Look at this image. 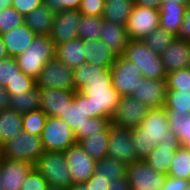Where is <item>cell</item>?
Segmentation results:
<instances>
[{"mask_svg":"<svg viewBox=\"0 0 190 190\" xmlns=\"http://www.w3.org/2000/svg\"><path fill=\"white\" fill-rule=\"evenodd\" d=\"M131 135L137 160H144L160 141L178 139L171 132L165 107L150 108L140 126L131 129Z\"/></svg>","mask_w":190,"mask_h":190,"instance_id":"6da1fadb","label":"cell"},{"mask_svg":"<svg viewBox=\"0 0 190 190\" xmlns=\"http://www.w3.org/2000/svg\"><path fill=\"white\" fill-rule=\"evenodd\" d=\"M55 57V45L49 36L36 35L24 52L15 57L19 69L36 80L45 64Z\"/></svg>","mask_w":190,"mask_h":190,"instance_id":"7a4b0ae2","label":"cell"},{"mask_svg":"<svg viewBox=\"0 0 190 190\" xmlns=\"http://www.w3.org/2000/svg\"><path fill=\"white\" fill-rule=\"evenodd\" d=\"M135 63L148 79H166L167 72L160 58V54L151 50L142 40H129L122 55Z\"/></svg>","mask_w":190,"mask_h":190,"instance_id":"3957f363","label":"cell"},{"mask_svg":"<svg viewBox=\"0 0 190 190\" xmlns=\"http://www.w3.org/2000/svg\"><path fill=\"white\" fill-rule=\"evenodd\" d=\"M34 168L44 177L48 185L63 189L73 185L64 152L45 151L34 163Z\"/></svg>","mask_w":190,"mask_h":190,"instance_id":"277c9868","label":"cell"},{"mask_svg":"<svg viewBox=\"0 0 190 190\" xmlns=\"http://www.w3.org/2000/svg\"><path fill=\"white\" fill-rule=\"evenodd\" d=\"M45 152L41 137L21 131L2 146V157L34 164Z\"/></svg>","mask_w":190,"mask_h":190,"instance_id":"5b68a950","label":"cell"},{"mask_svg":"<svg viewBox=\"0 0 190 190\" xmlns=\"http://www.w3.org/2000/svg\"><path fill=\"white\" fill-rule=\"evenodd\" d=\"M75 91L114 89L111 68L82 63L73 69Z\"/></svg>","mask_w":190,"mask_h":190,"instance_id":"8992f818","label":"cell"},{"mask_svg":"<svg viewBox=\"0 0 190 190\" xmlns=\"http://www.w3.org/2000/svg\"><path fill=\"white\" fill-rule=\"evenodd\" d=\"M45 151L65 152L70 146L77 144L72 128L59 117L47 116L41 133Z\"/></svg>","mask_w":190,"mask_h":190,"instance_id":"52a82bcc","label":"cell"},{"mask_svg":"<svg viewBox=\"0 0 190 190\" xmlns=\"http://www.w3.org/2000/svg\"><path fill=\"white\" fill-rule=\"evenodd\" d=\"M160 12L158 9L133 5L131 14L125 24L130 40H143L159 27Z\"/></svg>","mask_w":190,"mask_h":190,"instance_id":"ba28073f","label":"cell"},{"mask_svg":"<svg viewBox=\"0 0 190 190\" xmlns=\"http://www.w3.org/2000/svg\"><path fill=\"white\" fill-rule=\"evenodd\" d=\"M111 71L113 88L120 96H132V90L144 79L141 69L123 56H117Z\"/></svg>","mask_w":190,"mask_h":190,"instance_id":"9c48e42d","label":"cell"},{"mask_svg":"<svg viewBox=\"0 0 190 190\" xmlns=\"http://www.w3.org/2000/svg\"><path fill=\"white\" fill-rule=\"evenodd\" d=\"M39 88L68 89L75 91L73 69L54 57L48 61L35 80Z\"/></svg>","mask_w":190,"mask_h":190,"instance_id":"30bf717a","label":"cell"},{"mask_svg":"<svg viewBox=\"0 0 190 190\" xmlns=\"http://www.w3.org/2000/svg\"><path fill=\"white\" fill-rule=\"evenodd\" d=\"M150 107L132 96H120L111 117V124L121 128H137L147 116Z\"/></svg>","mask_w":190,"mask_h":190,"instance_id":"8fae6325","label":"cell"},{"mask_svg":"<svg viewBox=\"0 0 190 190\" xmlns=\"http://www.w3.org/2000/svg\"><path fill=\"white\" fill-rule=\"evenodd\" d=\"M128 182L131 190H160L167 174L156 172L145 160L127 165Z\"/></svg>","mask_w":190,"mask_h":190,"instance_id":"7c38bea8","label":"cell"},{"mask_svg":"<svg viewBox=\"0 0 190 190\" xmlns=\"http://www.w3.org/2000/svg\"><path fill=\"white\" fill-rule=\"evenodd\" d=\"M131 129L109 125L107 156L126 165L137 161L135 147L132 143Z\"/></svg>","mask_w":190,"mask_h":190,"instance_id":"4fadbf2b","label":"cell"},{"mask_svg":"<svg viewBox=\"0 0 190 190\" xmlns=\"http://www.w3.org/2000/svg\"><path fill=\"white\" fill-rule=\"evenodd\" d=\"M64 154L73 184L85 183L95 173L96 160L79 143L70 146Z\"/></svg>","mask_w":190,"mask_h":190,"instance_id":"5bb4252c","label":"cell"},{"mask_svg":"<svg viewBox=\"0 0 190 190\" xmlns=\"http://www.w3.org/2000/svg\"><path fill=\"white\" fill-rule=\"evenodd\" d=\"M81 18L82 14L79 10H64L55 13L49 35L55 46L78 37Z\"/></svg>","mask_w":190,"mask_h":190,"instance_id":"9a60e30c","label":"cell"},{"mask_svg":"<svg viewBox=\"0 0 190 190\" xmlns=\"http://www.w3.org/2000/svg\"><path fill=\"white\" fill-rule=\"evenodd\" d=\"M78 92L87 97L88 113L91 118L108 117L111 119L120 98L115 89Z\"/></svg>","mask_w":190,"mask_h":190,"instance_id":"2e32d148","label":"cell"},{"mask_svg":"<svg viewBox=\"0 0 190 190\" xmlns=\"http://www.w3.org/2000/svg\"><path fill=\"white\" fill-rule=\"evenodd\" d=\"M166 90V79L144 78L139 82L137 88L132 90V97L140 100L150 108L164 107Z\"/></svg>","mask_w":190,"mask_h":190,"instance_id":"e0dca14e","label":"cell"},{"mask_svg":"<svg viewBox=\"0 0 190 190\" xmlns=\"http://www.w3.org/2000/svg\"><path fill=\"white\" fill-rule=\"evenodd\" d=\"M33 168L34 164L32 163L2 157L0 169L3 190H21L25 178Z\"/></svg>","mask_w":190,"mask_h":190,"instance_id":"ac0fdd59","label":"cell"},{"mask_svg":"<svg viewBox=\"0 0 190 190\" xmlns=\"http://www.w3.org/2000/svg\"><path fill=\"white\" fill-rule=\"evenodd\" d=\"M41 110L50 117H60L74 99L75 91L68 89L40 88Z\"/></svg>","mask_w":190,"mask_h":190,"instance_id":"d6986e66","label":"cell"},{"mask_svg":"<svg viewBox=\"0 0 190 190\" xmlns=\"http://www.w3.org/2000/svg\"><path fill=\"white\" fill-rule=\"evenodd\" d=\"M188 5L187 0H163L159 9V27L177 35Z\"/></svg>","mask_w":190,"mask_h":190,"instance_id":"ffe728a7","label":"cell"},{"mask_svg":"<svg viewBox=\"0 0 190 190\" xmlns=\"http://www.w3.org/2000/svg\"><path fill=\"white\" fill-rule=\"evenodd\" d=\"M167 73L190 67V41L175 40L160 54Z\"/></svg>","mask_w":190,"mask_h":190,"instance_id":"44dd1931","label":"cell"},{"mask_svg":"<svg viewBox=\"0 0 190 190\" xmlns=\"http://www.w3.org/2000/svg\"><path fill=\"white\" fill-rule=\"evenodd\" d=\"M181 146L179 139H166L154 148V150L144 159L156 172L168 173L172 164L176 150Z\"/></svg>","mask_w":190,"mask_h":190,"instance_id":"7402d4cb","label":"cell"},{"mask_svg":"<svg viewBox=\"0 0 190 190\" xmlns=\"http://www.w3.org/2000/svg\"><path fill=\"white\" fill-rule=\"evenodd\" d=\"M35 36L25 23L0 35L9 57H16L28 49Z\"/></svg>","mask_w":190,"mask_h":190,"instance_id":"603a6c76","label":"cell"},{"mask_svg":"<svg viewBox=\"0 0 190 190\" xmlns=\"http://www.w3.org/2000/svg\"><path fill=\"white\" fill-rule=\"evenodd\" d=\"M89 117L87 97L75 91L74 99L59 118L64 120L76 134L78 131H83V124Z\"/></svg>","mask_w":190,"mask_h":190,"instance_id":"cb8c5ba5","label":"cell"},{"mask_svg":"<svg viewBox=\"0 0 190 190\" xmlns=\"http://www.w3.org/2000/svg\"><path fill=\"white\" fill-rule=\"evenodd\" d=\"M99 40L106 43L117 56H122L130 39L124 25L102 20Z\"/></svg>","mask_w":190,"mask_h":190,"instance_id":"d4e9b609","label":"cell"},{"mask_svg":"<svg viewBox=\"0 0 190 190\" xmlns=\"http://www.w3.org/2000/svg\"><path fill=\"white\" fill-rule=\"evenodd\" d=\"M55 57L72 69L86 63L83 40L76 37L73 40L56 45Z\"/></svg>","mask_w":190,"mask_h":190,"instance_id":"484cf974","label":"cell"},{"mask_svg":"<svg viewBox=\"0 0 190 190\" xmlns=\"http://www.w3.org/2000/svg\"><path fill=\"white\" fill-rule=\"evenodd\" d=\"M85 56L88 64H94L105 68H111L117 55L101 40H83Z\"/></svg>","mask_w":190,"mask_h":190,"instance_id":"4316f807","label":"cell"},{"mask_svg":"<svg viewBox=\"0 0 190 190\" xmlns=\"http://www.w3.org/2000/svg\"><path fill=\"white\" fill-rule=\"evenodd\" d=\"M55 13L45 3L24 16V23L36 34L49 36Z\"/></svg>","mask_w":190,"mask_h":190,"instance_id":"83f0119b","label":"cell"},{"mask_svg":"<svg viewBox=\"0 0 190 190\" xmlns=\"http://www.w3.org/2000/svg\"><path fill=\"white\" fill-rule=\"evenodd\" d=\"M22 128V114L13 109H4L0 111V144L3 146L16 135Z\"/></svg>","mask_w":190,"mask_h":190,"instance_id":"f1b7e54d","label":"cell"},{"mask_svg":"<svg viewBox=\"0 0 190 190\" xmlns=\"http://www.w3.org/2000/svg\"><path fill=\"white\" fill-rule=\"evenodd\" d=\"M9 109H13L21 114L41 109L40 88L35 86L30 91L10 95Z\"/></svg>","mask_w":190,"mask_h":190,"instance_id":"f546056e","label":"cell"},{"mask_svg":"<svg viewBox=\"0 0 190 190\" xmlns=\"http://www.w3.org/2000/svg\"><path fill=\"white\" fill-rule=\"evenodd\" d=\"M109 126L102 132H96L79 142L84 151L94 160L107 156Z\"/></svg>","mask_w":190,"mask_h":190,"instance_id":"4dcf8cb0","label":"cell"},{"mask_svg":"<svg viewBox=\"0 0 190 190\" xmlns=\"http://www.w3.org/2000/svg\"><path fill=\"white\" fill-rule=\"evenodd\" d=\"M133 5V0H105L102 19L125 26Z\"/></svg>","mask_w":190,"mask_h":190,"instance_id":"1f68e13d","label":"cell"},{"mask_svg":"<svg viewBox=\"0 0 190 190\" xmlns=\"http://www.w3.org/2000/svg\"><path fill=\"white\" fill-rule=\"evenodd\" d=\"M165 110L171 132L177 135L181 146H183L190 136V112Z\"/></svg>","mask_w":190,"mask_h":190,"instance_id":"d6a6232c","label":"cell"},{"mask_svg":"<svg viewBox=\"0 0 190 190\" xmlns=\"http://www.w3.org/2000/svg\"><path fill=\"white\" fill-rule=\"evenodd\" d=\"M127 165L114 158L106 156L96 161L95 174L112 182L114 178L125 177Z\"/></svg>","mask_w":190,"mask_h":190,"instance_id":"836d02e7","label":"cell"},{"mask_svg":"<svg viewBox=\"0 0 190 190\" xmlns=\"http://www.w3.org/2000/svg\"><path fill=\"white\" fill-rule=\"evenodd\" d=\"M167 176L190 180V150L180 146L173 158Z\"/></svg>","mask_w":190,"mask_h":190,"instance_id":"e575fe53","label":"cell"},{"mask_svg":"<svg viewBox=\"0 0 190 190\" xmlns=\"http://www.w3.org/2000/svg\"><path fill=\"white\" fill-rule=\"evenodd\" d=\"M176 38L172 32L158 27L142 41L154 52L161 54Z\"/></svg>","mask_w":190,"mask_h":190,"instance_id":"d590c367","label":"cell"},{"mask_svg":"<svg viewBox=\"0 0 190 190\" xmlns=\"http://www.w3.org/2000/svg\"><path fill=\"white\" fill-rule=\"evenodd\" d=\"M102 20V17L82 15L78 27V37L82 40H99L102 30Z\"/></svg>","mask_w":190,"mask_h":190,"instance_id":"8d00e7d4","label":"cell"},{"mask_svg":"<svg viewBox=\"0 0 190 190\" xmlns=\"http://www.w3.org/2000/svg\"><path fill=\"white\" fill-rule=\"evenodd\" d=\"M165 109L190 112V90H166Z\"/></svg>","mask_w":190,"mask_h":190,"instance_id":"74e56055","label":"cell"},{"mask_svg":"<svg viewBox=\"0 0 190 190\" xmlns=\"http://www.w3.org/2000/svg\"><path fill=\"white\" fill-rule=\"evenodd\" d=\"M46 119L47 115L41 109L22 114L23 131L41 136Z\"/></svg>","mask_w":190,"mask_h":190,"instance_id":"f35d334b","label":"cell"},{"mask_svg":"<svg viewBox=\"0 0 190 190\" xmlns=\"http://www.w3.org/2000/svg\"><path fill=\"white\" fill-rule=\"evenodd\" d=\"M110 124L111 119L108 117H89L83 124V131H78L75 134L77 143L96 132L104 131Z\"/></svg>","mask_w":190,"mask_h":190,"instance_id":"ab89813d","label":"cell"},{"mask_svg":"<svg viewBox=\"0 0 190 190\" xmlns=\"http://www.w3.org/2000/svg\"><path fill=\"white\" fill-rule=\"evenodd\" d=\"M24 23V16L12 6L0 11V35Z\"/></svg>","mask_w":190,"mask_h":190,"instance_id":"60d3db41","label":"cell"},{"mask_svg":"<svg viewBox=\"0 0 190 190\" xmlns=\"http://www.w3.org/2000/svg\"><path fill=\"white\" fill-rule=\"evenodd\" d=\"M167 90H190V67L167 73Z\"/></svg>","mask_w":190,"mask_h":190,"instance_id":"b9f144b4","label":"cell"},{"mask_svg":"<svg viewBox=\"0 0 190 190\" xmlns=\"http://www.w3.org/2000/svg\"><path fill=\"white\" fill-rule=\"evenodd\" d=\"M35 86L36 81L20 70L14 79L6 84L5 89L10 95H15L16 93L30 91Z\"/></svg>","mask_w":190,"mask_h":190,"instance_id":"7bdbcfd3","label":"cell"},{"mask_svg":"<svg viewBox=\"0 0 190 190\" xmlns=\"http://www.w3.org/2000/svg\"><path fill=\"white\" fill-rule=\"evenodd\" d=\"M19 66L15 57H7L0 60V85L5 87L8 82H11L19 72Z\"/></svg>","mask_w":190,"mask_h":190,"instance_id":"ee69618b","label":"cell"},{"mask_svg":"<svg viewBox=\"0 0 190 190\" xmlns=\"http://www.w3.org/2000/svg\"><path fill=\"white\" fill-rule=\"evenodd\" d=\"M48 187V182L33 168L25 178L21 190H47Z\"/></svg>","mask_w":190,"mask_h":190,"instance_id":"f6af8a7d","label":"cell"},{"mask_svg":"<svg viewBox=\"0 0 190 190\" xmlns=\"http://www.w3.org/2000/svg\"><path fill=\"white\" fill-rule=\"evenodd\" d=\"M104 6L105 0H82L78 10L82 15L102 17Z\"/></svg>","mask_w":190,"mask_h":190,"instance_id":"bcb514c9","label":"cell"},{"mask_svg":"<svg viewBox=\"0 0 190 190\" xmlns=\"http://www.w3.org/2000/svg\"><path fill=\"white\" fill-rule=\"evenodd\" d=\"M82 0H45L44 3L52 9L54 13L64 10H78Z\"/></svg>","mask_w":190,"mask_h":190,"instance_id":"7dc6e473","label":"cell"},{"mask_svg":"<svg viewBox=\"0 0 190 190\" xmlns=\"http://www.w3.org/2000/svg\"><path fill=\"white\" fill-rule=\"evenodd\" d=\"M44 4V0H13L11 6L23 16Z\"/></svg>","mask_w":190,"mask_h":190,"instance_id":"c3c4849f","label":"cell"},{"mask_svg":"<svg viewBox=\"0 0 190 190\" xmlns=\"http://www.w3.org/2000/svg\"><path fill=\"white\" fill-rule=\"evenodd\" d=\"M190 180L167 176L160 190H184Z\"/></svg>","mask_w":190,"mask_h":190,"instance_id":"681fc988","label":"cell"},{"mask_svg":"<svg viewBox=\"0 0 190 190\" xmlns=\"http://www.w3.org/2000/svg\"><path fill=\"white\" fill-rule=\"evenodd\" d=\"M109 183L106 178L95 173L85 182L89 190H109Z\"/></svg>","mask_w":190,"mask_h":190,"instance_id":"f907efd6","label":"cell"},{"mask_svg":"<svg viewBox=\"0 0 190 190\" xmlns=\"http://www.w3.org/2000/svg\"><path fill=\"white\" fill-rule=\"evenodd\" d=\"M177 39L190 41V3L186 9L183 21L180 25L178 34L176 35Z\"/></svg>","mask_w":190,"mask_h":190,"instance_id":"816d5d0a","label":"cell"},{"mask_svg":"<svg viewBox=\"0 0 190 190\" xmlns=\"http://www.w3.org/2000/svg\"><path fill=\"white\" fill-rule=\"evenodd\" d=\"M109 190H131L127 176L114 178L109 183Z\"/></svg>","mask_w":190,"mask_h":190,"instance_id":"f5cc1de1","label":"cell"},{"mask_svg":"<svg viewBox=\"0 0 190 190\" xmlns=\"http://www.w3.org/2000/svg\"><path fill=\"white\" fill-rule=\"evenodd\" d=\"M10 104V94L7 92L5 87L0 85V111L4 109H9Z\"/></svg>","mask_w":190,"mask_h":190,"instance_id":"db71d44e","label":"cell"},{"mask_svg":"<svg viewBox=\"0 0 190 190\" xmlns=\"http://www.w3.org/2000/svg\"><path fill=\"white\" fill-rule=\"evenodd\" d=\"M163 0H133L134 5L146 6L153 9H160Z\"/></svg>","mask_w":190,"mask_h":190,"instance_id":"11a10c76","label":"cell"},{"mask_svg":"<svg viewBox=\"0 0 190 190\" xmlns=\"http://www.w3.org/2000/svg\"><path fill=\"white\" fill-rule=\"evenodd\" d=\"M7 57H9V54L6 50L3 40L0 37V60L5 59Z\"/></svg>","mask_w":190,"mask_h":190,"instance_id":"9f6ffc18","label":"cell"},{"mask_svg":"<svg viewBox=\"0 0 190 190\" xmlns=\"http://www.w3.org/2000/svg\"><path fill=\"white\" fill-rule=\"evenodd\" d=\"M66 190H89V187L85 183H76Z\"/></svg>","mask_w":190,"mask_h":190,"instance_id":"6f0895ef","label":"cell"},{"mask_svg":"<svg viewBox=\"0 0 190 190\" xmlns=\"http://www.w3.org/2000/svg\"><path fill=\"white\" fill-rule=\"evenodd\" d=\"M13 0H0V11L6 9L8 6H11Z\"/></svg>","mask_w":190,"mask_h":190,"instance_id":"680465c9","label":"cell"},{"mask_svg":"<svg viewBox=\"0 0 190 190\" xmlns=\"http://www.w3.org/2000/svg\"><path fill=\"white\" fill-rule=\"evenodd\" d=\"M47 190H66V189L58 188V187H54V186L49 185Z\"/></svg>","mask_w":190,"mask_h":190,"instance_id":"91938a15","label":"cell"},{"mask_svg":"<svg viewBox=\"0 0 190 190\" xmlns=\"http://www.w3.org/2000/svg\"><path fill=\"white\" fill-rule=\"evenodd\" d=\"M185 148L190 150V136L188 137V141L183 145Z\"/></svg>","mask_w":190,"mask_h":190,"instance_id":"94428289","label":"cell"},{"mask_svg":"<svg viewBox=\"0 0 190 190\" xmlns=\"http://www.w3.org/2000/svg\"><path fill=\"white\" fill-rule=\"evenodd\" d=\"M0 190H3L2 183H1V169H0Z\"/></svg>","mask_w":190,"mask_h":190,"instance_id":"6125c7cd","label":"cell"},{"mask_svg":"<svg viewBox=\"0 0 190 190\" xmlns=\"http://www.w3.org/2000/svg\"><path fill=\"white\" fill-rule=\"evenodd\" d=\"M2 159V146L0 144V160Z\"/></svg>","mask_w":190,"mask_h":190,"instance_id":"be15d7a7","label":"cell"},{"mask_svg":"<svg viewBox=\"0 0 190 190\" xmlns=\"http://www.w3.org/2000/svg\"><path fill=\"white\" fill-rule=\"evenodd\" d=\"M184 190H190V181H189L188 186Z\"/></svg>","mask_w":190,"mask_h":190,"instance_id":"e7e4bbea","label":"cell"}]
</instances>
